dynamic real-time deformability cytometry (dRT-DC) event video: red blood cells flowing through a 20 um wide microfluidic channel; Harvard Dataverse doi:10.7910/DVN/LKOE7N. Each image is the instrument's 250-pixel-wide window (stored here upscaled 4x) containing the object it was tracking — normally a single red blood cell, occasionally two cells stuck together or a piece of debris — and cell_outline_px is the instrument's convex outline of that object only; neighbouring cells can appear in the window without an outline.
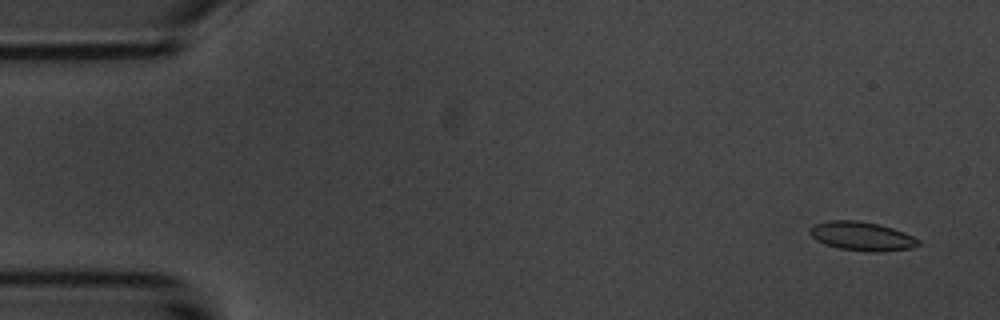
{"species": "common noctule bat (a hibernating species)", "species_latin": "Nyctalus noctula", "temperature_condition": "room temperature", "stored_images_in_passage": 5, "camera_frame_rate_fps": 3000, "um_per_image_px": 0.085, "animal": {"sex": "male", "body_mass_g": 20.1, "forearm_length_mm": 53.5}, "frame": {"image": 1, "passage_image": 1, "time_ms": 0.0, "image_size_px": [1000, 320], "cell_outline_px": [[920, 244], [912, 248], [876, 252], [872, 252], [840, 248], [824, 244], [816, 240], [808, 232], [816, 224], [828, 220], [860, 220], [880, 224], [904, 232], [920, 240]], "centroid_in_image_um": [73.27, 20.07], "position_along_channel_um": 11.7, "area_um2": 18.21}}
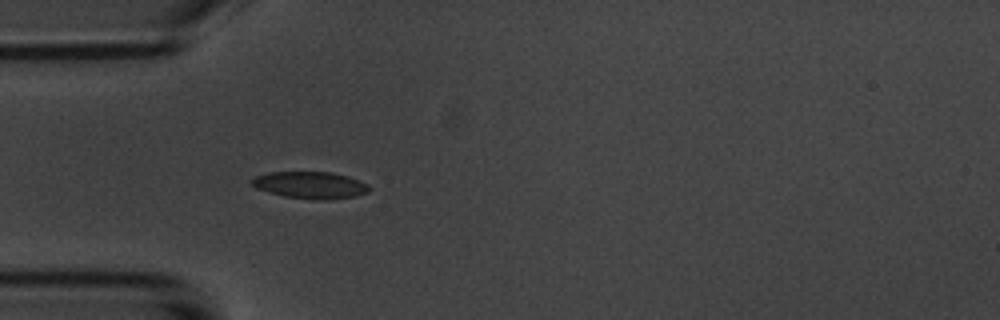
{"frame": {"image": 2, "passage_image": 5, "time_ms": 4.333, "image_size_px": [1000, 320], "cell_outline_px": [[372, 188], [368, 192], [356, 196], [328, 200], [320, 200], [284, 196], [268, 192], [256, 188], [252, 184], [252, 180], [256, 176], [268, 172], [332, 172], [348, 176], [368, 184]], "centroid_in_image_um": [26.42, 15.73], "position_along_channel_um": 58.6, "area_um2": 18.44}}